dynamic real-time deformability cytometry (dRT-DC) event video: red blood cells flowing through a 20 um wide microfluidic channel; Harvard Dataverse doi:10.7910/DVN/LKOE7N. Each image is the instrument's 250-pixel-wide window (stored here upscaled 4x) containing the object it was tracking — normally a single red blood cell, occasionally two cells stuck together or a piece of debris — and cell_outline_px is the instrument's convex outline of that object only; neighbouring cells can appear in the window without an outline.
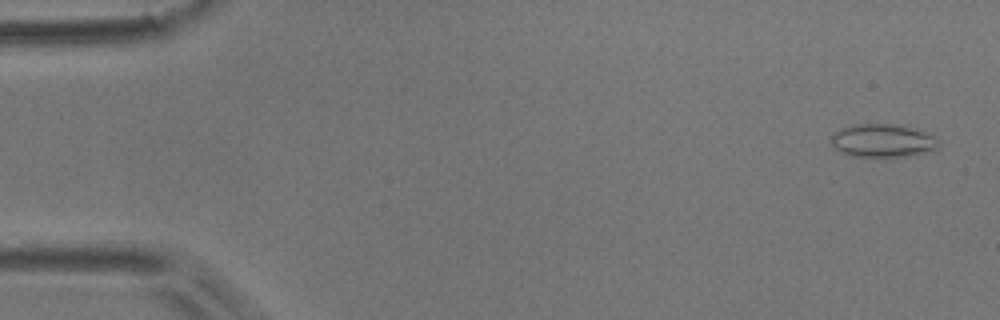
{"species": "common noctule bat (a hibernating species)", "species_latin": "Nyctalus noctula", "temperature_condition": "room temperature", "stored_images_in_passage": 4, "camera_frame_rate_fps": 3000, "um_per_image_px": 0.085, "animal": {"sex": "male", "body_mass_g": 17.9}, "frame": {"image": 1, "passage_image": 1, "time_ms": 0.0, "image_size_px": [1000, 320], "cell_outline_px": [[940, 144], [936, 152], [908, 156], [848, 156], [840, 152], [832, 144], [832, 136], [840, 128], [852, 124], [908, 124], [936, 136], [940, 140]], "centroid_in_image_um": [75.15, 11.94], "position_along_channel_um": 9.8, "area_um2": 21.5}}